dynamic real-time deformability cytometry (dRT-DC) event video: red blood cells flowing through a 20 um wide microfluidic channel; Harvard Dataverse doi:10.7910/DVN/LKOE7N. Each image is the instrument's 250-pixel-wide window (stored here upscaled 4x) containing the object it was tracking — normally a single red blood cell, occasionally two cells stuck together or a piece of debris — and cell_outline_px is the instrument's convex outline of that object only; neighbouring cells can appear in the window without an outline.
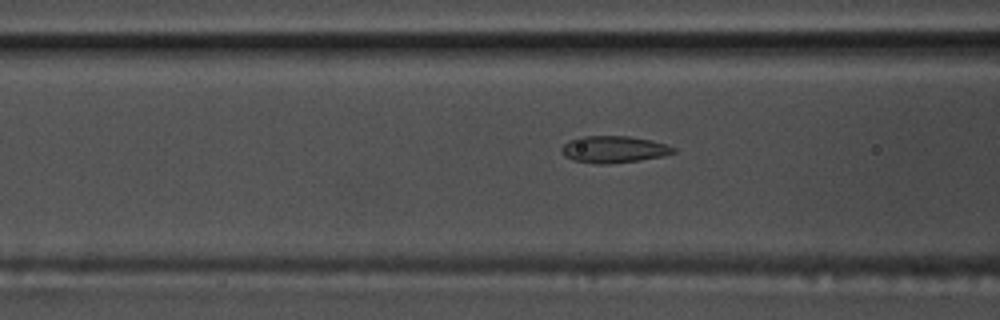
{"species": "common noctule bat (a hibernating species)", "species_latin": "Nyctalus noctula", "temperature_condition": "warm", "stored_images_in_passage": 32, "camera_frame_rate_fps": 3000, "um_per_image_px": 0.085, "animal": {"sex": "male", "body_mass_g": 17.5, "forearm_length_mm": 52.3}, "frame": {"image": 1, "passage_image": 5, "time_ms": 1.333, "image_size_px": [1000, 320], "cell_outline_px": [[676, 152], [664, 156], [640, 160], [608, 164], [596, 164], [572, 160], [564, 156], [560, 152], [560, 148], [568, 140], [580, 136], [628, 136], [652, 140], [676, 148]], "centroid_in_image_um": [52.13, 12.7], "position_along_channel_um": 114.5, "area_um2": 17.74}}
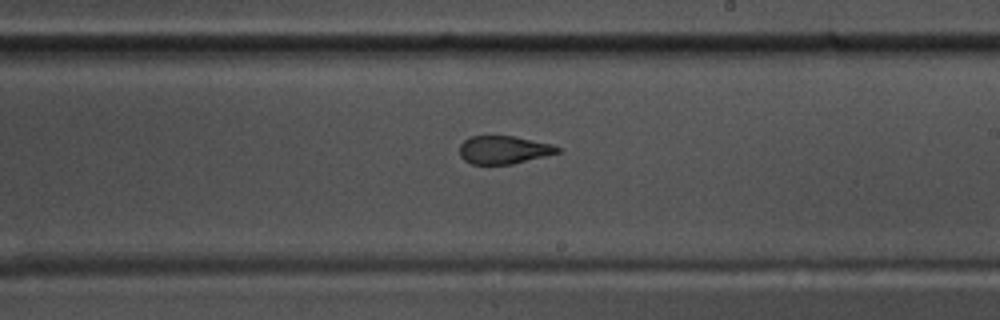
{"frame": {"image": 2, "passage_image": 16, "time_ms": 5.0, "image_size_px": [1000, 320], "cell_outline_px": [[560, 152], [512, 164], [472, 164], [464, 160], [460, 156], [460, 144], [464, 140], [472, 136], [516, 136], [552, 144], [560, 148]], "centroid_in_image_um": [42.81, 12.73], "position_along_channel_um": 246.2, "area_um2": 15.95}}
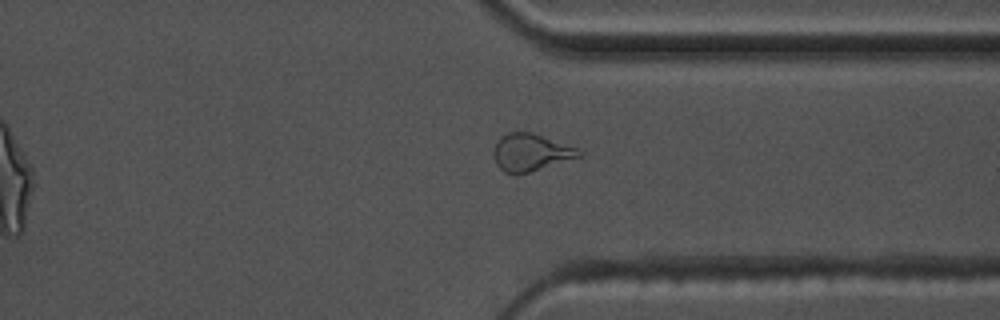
{"frame": {"image": 3, "passage_image": 26, "time_ms": 8.333, "image_size_px": [1000, 320], "cell_outline_px": [[584, 152], [580, 156], [528, 172], [504, 172], [496, 164], [492, 152], [500, 136], [508, 132], [532, 132], [576, 148]], "centroid_in_image_um": [45.07, 12.93], "position_along_channel_um": 366.3, "area_um2": 18.03}, "authors_computed_cell_mechanics": {"area_um2": 16.9643, "velocity_mm_per_s": 3.6008, "shape_relaxation_time_tau1_ms": null, "shape_relaxation_time_tau2_ms": 1.4426, "deformation_change_tau1": null, "deformation_change_tau2": 0.0906}}